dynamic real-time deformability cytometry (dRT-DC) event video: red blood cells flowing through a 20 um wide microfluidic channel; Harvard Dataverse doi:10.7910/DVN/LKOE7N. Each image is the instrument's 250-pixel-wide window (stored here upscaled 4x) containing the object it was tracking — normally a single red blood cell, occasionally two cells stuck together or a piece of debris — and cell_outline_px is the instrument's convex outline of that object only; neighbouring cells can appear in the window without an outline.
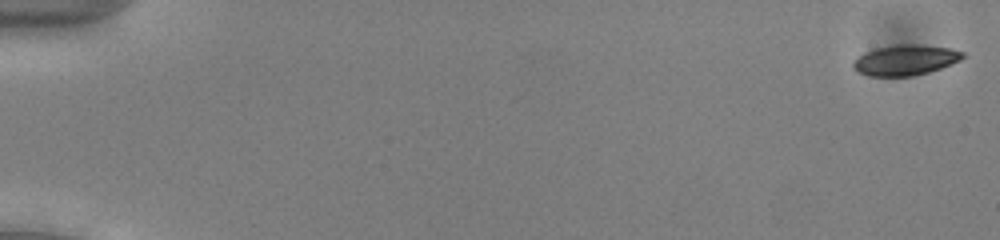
{"species": "common noctule bat (a hibernating species)", "species_latin": "Nyctalus noctula", "temperature_condition": "cold", "stored_images_in_passage": 53, "camera_frame_rate_fps": 3000, "um_per_image_px": 0.085, "animal": {"sex": "male", "body_mass_g": 13.0, "forearm_length_mm": 53.1}, "frame": {"image": 1, "passage_image": 1, "time_ms": 0.0, "image_size_px": [1000, 240], "cell_outline_px": [[968, 56], [960, 60], [940, 68], [928, 72], [912, 76], [868, 76], [856, 72], [852, 68], [852, 64], [860, 56], [876, 48], [900, 44], [912, 44], [952, 48], [964, 52]], "centroid_in_image_um": [76.98, 5.11], "position_along_channel_um": 8.0, "area_um2": 19.36}}
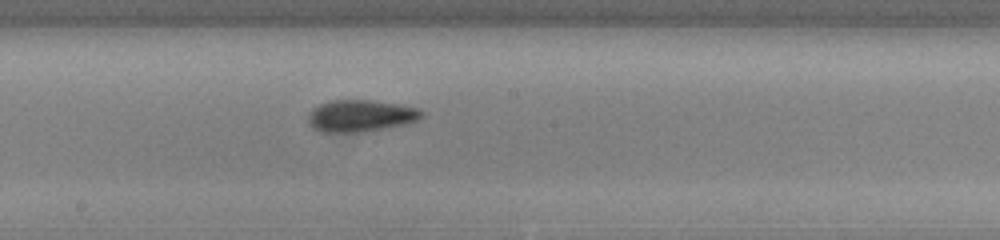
{"frame": {"image": 2, "passage_image": 30, "time_ms": 9.667, "image_size_px": [1000, 240], "cell_outline_px": [[424, 116], [420, 120], [404, 124], [364, 132], [320, 132], [312, 128], [308, 124], [308, 116], [312, 108], [328, 100], [372, 100], [400, 104], [420, 108], [424, 112]], "centroid_in_image_um": [30.66, 9.84], "position_along_channel_um": 217.5, "area_um2": 21.44}}
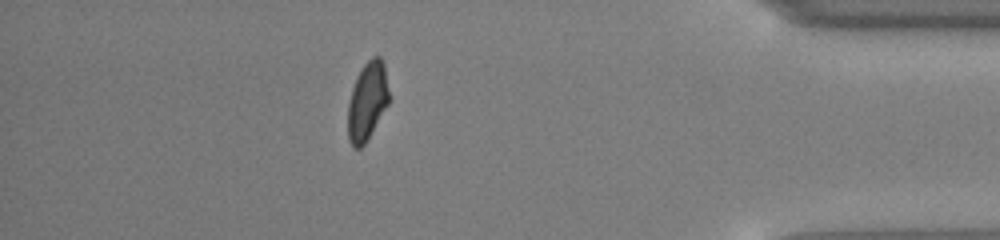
{"frame": {"image": 3, "passage_image": 47, "time_ms": 15.333, "image_size_px": [1000, 240], "cell_outline_px": [[388, 104], [364, 144], [360, 148], [352, 148], [348, 140], [348, 104], [352, 88], [356, 76], [364, 64], [372, 56], [380, 56], [384, 64], [388, 92]], "centroid_in_image_um": [31.19, 8.6], "position_along_channel_um": 404.0, "area_um2": 18.55}, "authors_computed_cell_mechanics": {"area_um2": 19.5942, "velocity_mm_per_s": 3.9501, "shape_relaxation_time_tau1_ms": 2.4409, "shape_relaxation_time_tau2_ms": 2.1991, "deformation_change_tau1": 0.1241, "deformation_change_tau2": 0.0768}}